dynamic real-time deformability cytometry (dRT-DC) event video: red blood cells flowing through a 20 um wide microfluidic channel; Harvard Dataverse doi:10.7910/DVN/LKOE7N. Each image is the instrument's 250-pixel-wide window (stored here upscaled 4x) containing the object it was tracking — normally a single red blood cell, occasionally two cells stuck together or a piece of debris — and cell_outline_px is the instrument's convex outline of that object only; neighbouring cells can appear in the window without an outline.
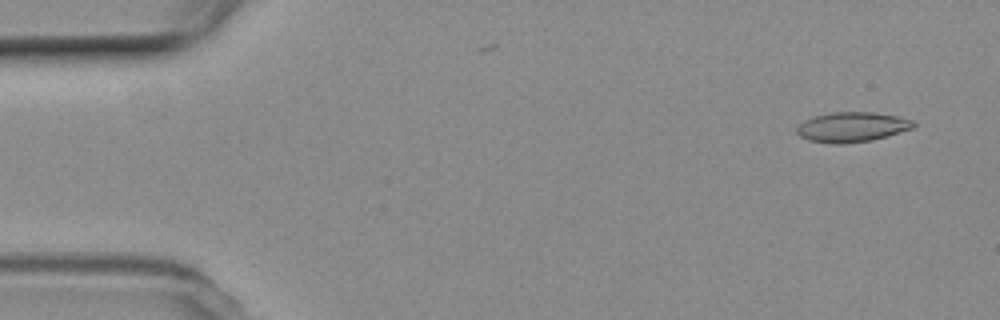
{"species": "common noctule bat (a hibernating species)", "species_latin": "Nyctalus noctula", "temperature_condition": "room temperature", "stored_images_in_passage": 54, "camera_frame_rate_fps": 3000, "um_per_image_px": 0.085, "animal": {"sex": "female", "body_mass_g": 19.3, "forearm_length_mm": 54.1}, "frame": {"image": 1, "passage_image": 3, "time_ms": 0.667, "image_size_px": [1000, 320], "cell_outline_px": [[916, 124], [912, 128], [872, 140], [844, 144], [836, 144], [808, 140], [800, 136], [796, 132], [796, 128], [804, 120], [812, 116], [828, 112], [872, 112], [896, 116], [912, 120]], "centroid_in_image_um": [72.36, 10.79], "position_along_channel_um": 12.6, "area_um2": 20.29}}
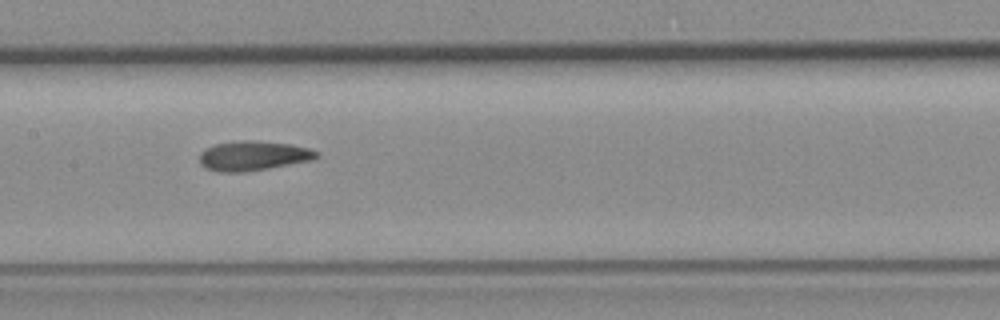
{"frame": {"image": 2, "passage_image": 26, "time_ms": 8.333, "image_size_px": [1000, 320], "cell_outline_px": [[320, 156], [312, 160], [268, 168], [244, 172], [220, 172], [208, 168], [200, 164], [200, 152], [204, 148], [216, 144], [244, 140], [256, 140], [288, 144], [308, 148], [320, 152]], "centroid_in_image_um": [21.53, 13.24], "position_along_channel_um": 185.9, "area_um2": 20.11}}
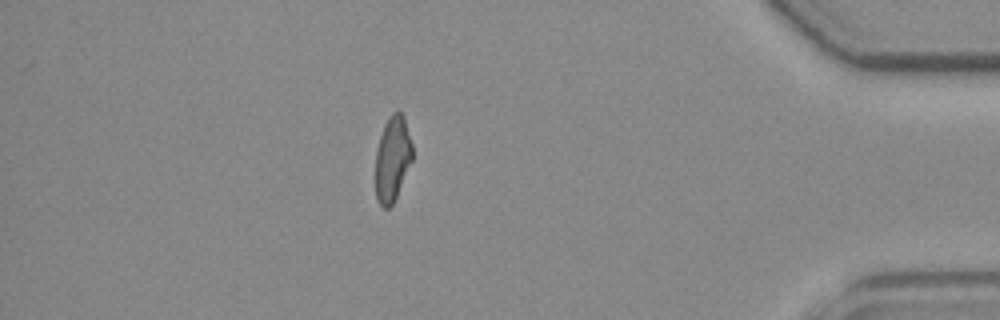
{"frame": {"image": 3, "passage_image": 47, "time_ms": 15.333, "image_size_px": [1000, 320], "cell_outline_px": [[412, 160], [396, 196], [392, 204], [388, 208], [384, 208], [376, 200], [376, 148], [384, 124], [388, 116], [392, 112], [400, 112], [404, 116], [412, 144]], "centroid_in_image_um": [33.35, 13.47], "position_along_channel_um": 401.9, "area_um2": 18.21}, "authors_computed_cell_mechanics": {"area_um2": 19.7965, "velocity_mm_per_s": 3.7557, "shape_relaxation_time_tau1_ms": null, "shape_relaxation_time_tau2_ms": 3.6848, "deformation_change_tau1": null, "deformation_change_tau2": 0.1124}}